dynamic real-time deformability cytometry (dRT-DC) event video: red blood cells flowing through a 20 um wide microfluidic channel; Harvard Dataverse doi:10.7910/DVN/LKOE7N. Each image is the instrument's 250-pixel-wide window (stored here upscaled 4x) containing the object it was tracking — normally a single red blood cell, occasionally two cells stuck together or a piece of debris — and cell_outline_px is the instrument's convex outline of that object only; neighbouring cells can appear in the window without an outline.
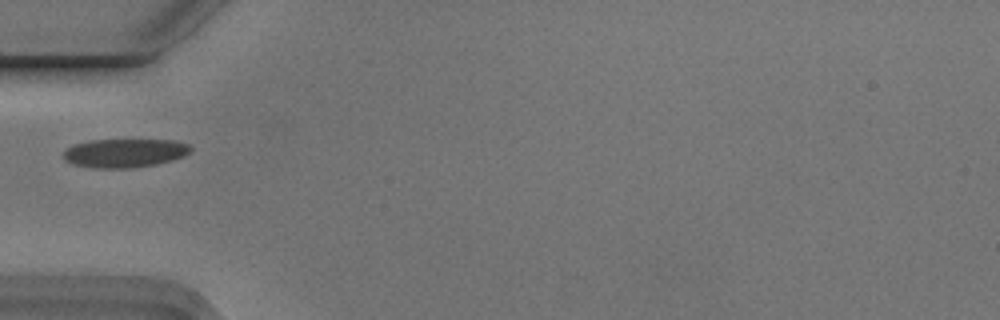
{"species": "Egyptian fruit bat (a non-hibernating species)", "species_latin": "Rousettus aegyptiacus", "temperature_condition": "cold", "stored_images_in_passage": 2, "camera_frame_rate_fps": 3000, "um_per_image_px": 0.085, "animal": {"sex": "male"}, "frame": {"image": 1, "passage_image": 1, "time_ms": 0.0, "image_size_px": [1000, 320], "cell_outline_px": [[192, 148], [184, 156], [172, 160], [156, 164], [132, 168], [92, 168], [72, 164], [64, 160], [64, 152], [68, 148], [76, 144], [88, 140], [176, 140], [188, 144]], "centroid_in_image_um": [10.59, 13.01], "position_along_channel_um": 74.4, "area_um2": 21.27}}